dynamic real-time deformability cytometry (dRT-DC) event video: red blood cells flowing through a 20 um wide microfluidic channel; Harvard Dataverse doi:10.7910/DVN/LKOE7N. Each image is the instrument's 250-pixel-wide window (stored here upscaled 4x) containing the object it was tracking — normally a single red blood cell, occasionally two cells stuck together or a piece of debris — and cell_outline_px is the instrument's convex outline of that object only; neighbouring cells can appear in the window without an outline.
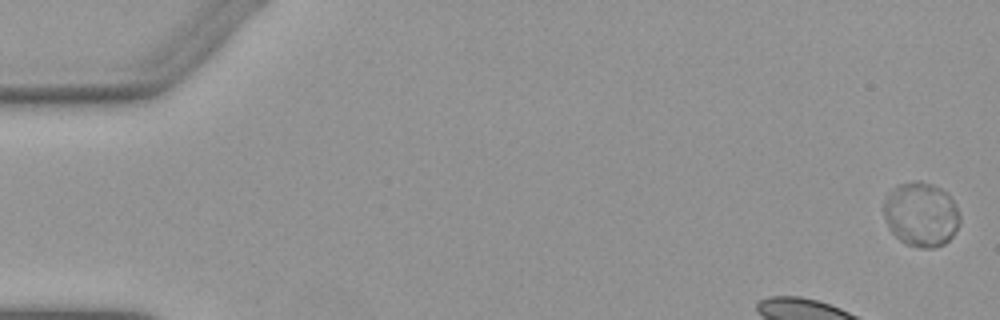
{"species": "Egyptian fruit bat (a non-hibernating species)", "species_latin": "Rousettus aegyptiacus", "temperature_condition": "warm", "stored_images_in_passage": 41, "camera_frame_rate_fps": 3000, "um_per_image_px": 0.085, "animal": {"sex": "female"}, "frame": {"image": 1, "passage_image": 1, "time_ms": 0.0, "image_size_px": [1000, 320], "cell_outline_px": [[960, 220], [952, 236], [944, 244], [932, 248], [920, 248], [904, 244], [892, 232], [884, 216], [884, 200], [892, 188], [900, 184], [916, 180], [920, 180], [932, 184], [948, 192], [956, 204], [960, 216]], "centroid_in_image_um": [78.3, 18.21], "position_along_channel_um": 6.7, "area_um2": 28.67}}
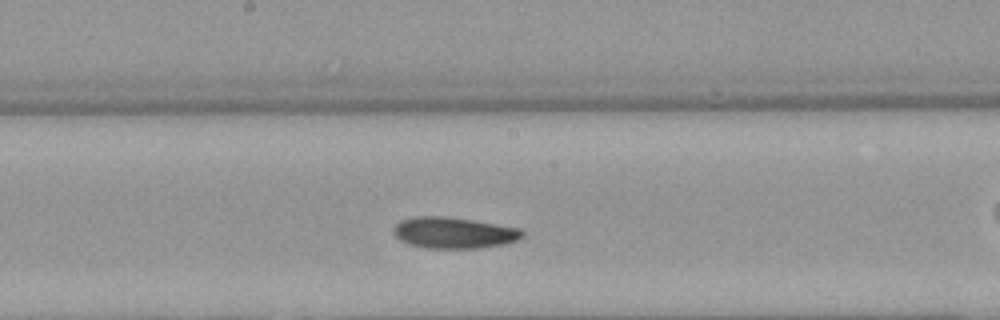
{"frame": {"image": 2, "passage_image": 25, "time_ms": 8.0, "image_size_px": [1000, 320], "cell_outline_px": [[524, 236], [516, 240], [504, 244], [480, 248], [428, 248], [408, 244], [400, 240], [392, 232], [392, 228], [400, 220], [412, 216], [444, 216], [472, 220], [520, 228], [524, 232]], "centroid_in_image_um": [38.54, 19.78], "position_along_channel_um": 209.7, "area_um2": 23.52}}
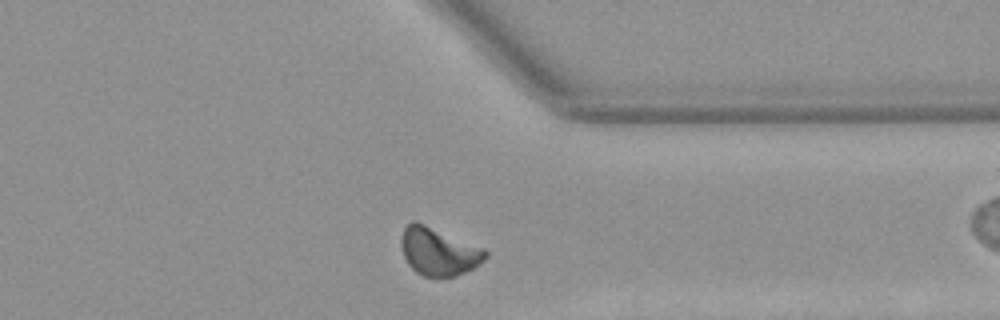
{"frame": {"image": 3, "passage_image": 38, "time_ms": 12.333, "image_size_px": [1000, 320], "cell_outline_px": [[488, 256], [480, 264], [456, 276], [424, 276], [416, 272], [408, 264], [404, 256], [400, 244], [400, 240], [404, 228], [412, 220], [416, 220], [484, 248], [488, 252]], "centroid_in_image_um": [37.27, 21.36], "position_along_channel_um": 374.1, "area_um2": 23.47}, "authors_computed_cell_mechanics": {"area_um2": 23.2356, "velocity_mm_per_s": 3.8693, "shape_relaxation_time_tau1_ms": 7.2881, "shape_relaxation_time_tau2_ms": 10.0809, "deformation_change_tau1": 0.17, "deformation_change_tau2": 0.17}}